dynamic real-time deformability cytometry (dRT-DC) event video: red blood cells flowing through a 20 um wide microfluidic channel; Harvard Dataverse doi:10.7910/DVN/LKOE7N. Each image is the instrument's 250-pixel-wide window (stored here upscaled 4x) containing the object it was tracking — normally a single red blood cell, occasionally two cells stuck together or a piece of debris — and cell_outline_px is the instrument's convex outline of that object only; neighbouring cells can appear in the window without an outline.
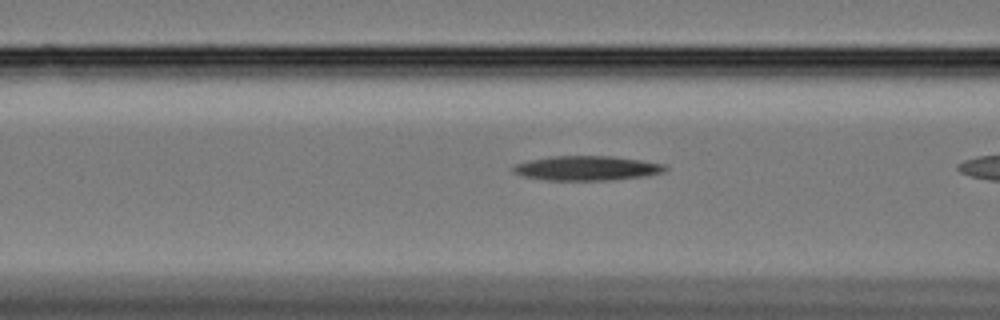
{"species": "Egyptian fruit bat (a non-hibernating species)", "species_latin": "Rousettus aegyptiacus", "temperature_condition": "cold", "stored_images_in_passage": 37, "camera_frame_rate_fps": 3000, "um_per_image_px": 0.085, "animal": {"sex": "female"}, "frame": {"image": 1, "passage_image": 13, "time_ms": 4.0, "image_size_px": [1000, 320], "cell_outline_px": [[668, 168], [664, 172], [644, 176], [608, 180], [544, 180], [520, 176], [512, 172], [512, 164], [528, 160], [552, 156], [612, 156], [668, 164]], "centroid_in_image_um": [49.84, 14.29], "position_along_channel_um": 116.8, "area_um2": 22.02}}
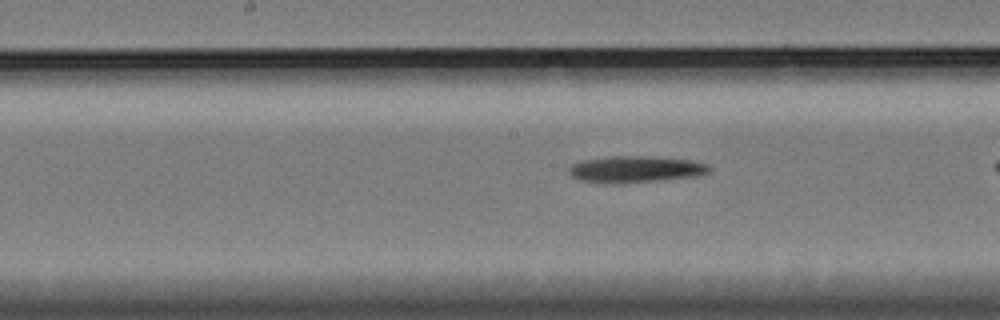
{"frame": {"image": 2, "passage_image": 20, "time_ms": 6.333, "image_size_px": [1000, 320], "cell_outline_px": [[712, 168], [708, 172], [700, 176], [656, 180], [604, 184], [580, 180], [572, 176], [568, 172], [568, 168], [572, 164], [584, 160], [608, 156], [640, 156], [692, 160], [708, 164]], "centroid_in_image_um": [54.01, 14.38], "position_along_channel_um": 194.2, "area_um2": 21.62}}
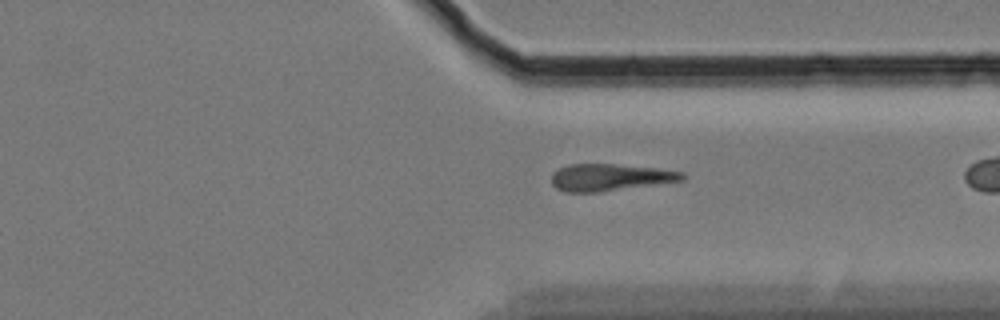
{"frame": {"image": 3, "passage_image": 35, "time_ms": 11.333, "image_size_px": [1000, 320], "cell_outline_px": [[688, 176], [684, 180], [596, 192], [564, 192], [556, 188], [552, 184], [552, 172], [568, 164], [612, 164], [656, 168], [684, 172]], "centroid_in_image_um": [51.84, 15.07], "position_along_channel_um": 359.6, "area_um2": 20.4}}